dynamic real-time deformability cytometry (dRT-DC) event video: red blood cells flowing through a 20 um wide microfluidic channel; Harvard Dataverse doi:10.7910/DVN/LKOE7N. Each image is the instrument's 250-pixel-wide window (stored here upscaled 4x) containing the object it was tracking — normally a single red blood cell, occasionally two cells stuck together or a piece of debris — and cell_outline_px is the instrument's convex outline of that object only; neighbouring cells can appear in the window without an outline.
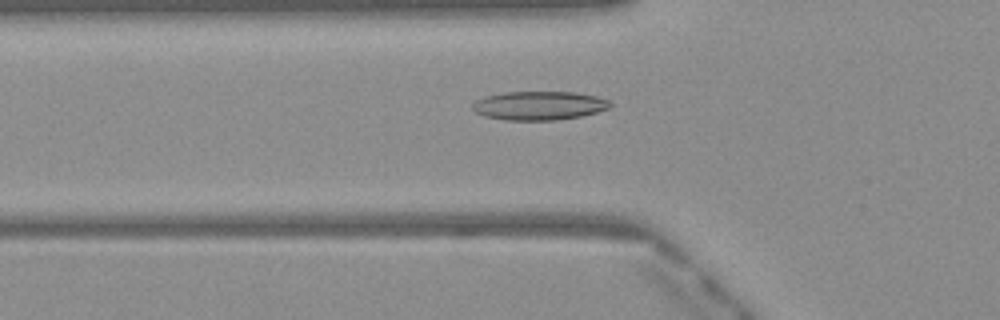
{"species": "Egyptian fruit bat (a non-hibernating species)", "species_latin": "Rousettus aegyptiacus", "temperature_condition": "warm", "stored_images_in_passage": 49, "camera_frame_rate_fps": 3000, "um_per_image_px": 0.085, "frame": {"image": 1, "passage_image": 17, "time_ms": 5.333, "image_size_px": [1000, 320], "cell_outline_px": [[612, 108], [580, 116], [556, 120], [504, 120], [484, 116], [476, 112], [472, 108], [472, 104], [476, 100], [484, 96], [504, 92], [576, 92], [596, 96], [608, 100], [612, 104]], "centroid_in_image_um": [45.82, 8.97], "position_along_channel_um": 80.0, "area_um2": 23.18}}
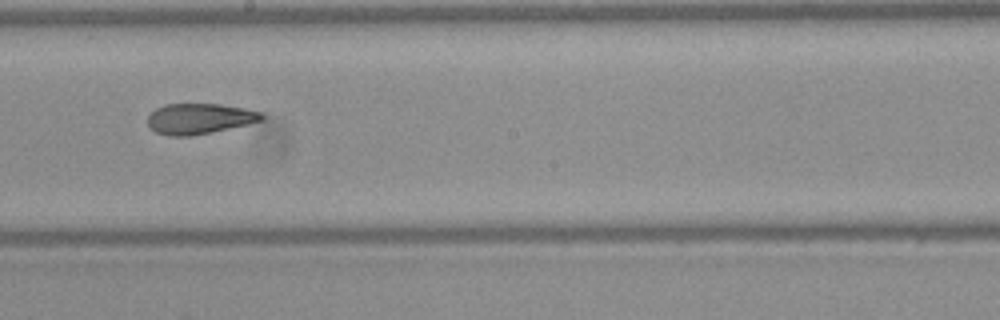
{"frame": {"image": 2, "passage_image": 28, "time_ms": 9.0, "image_size_px": [1000, 320], "cell_outline_px": [[264, 120], [212, 132], [188, 136], [168, 136], [156, 132], [148, 124], [148, 116], [156, 108], [164, 104], [220, 104], [244, 108], [260, 112], [264, 116]], "centroid_in_image_um": [16.94, 10.08], "position_along_channel_um": 231.3, "area_um2": 20.17}}
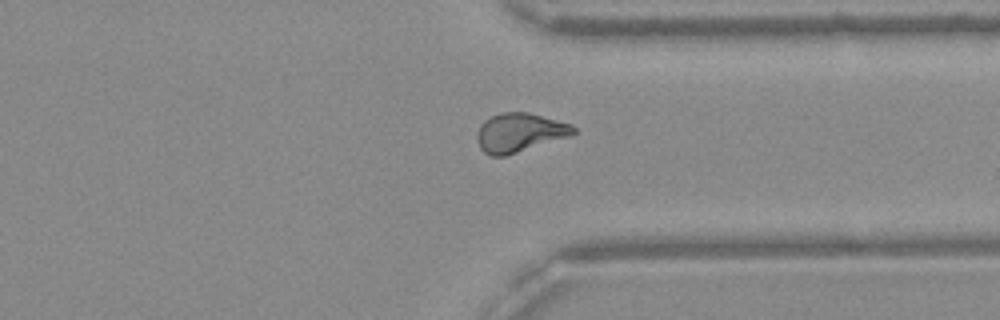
{"frame": {"image": 3, "passage_image": 38, "time_ms": 12.333, "image_size_px": [1000, 320], "cell_outline_px": [[576, 132], [568, 136], [504, 156], [492, 156], [484, 152], [480, 148], [476, 140], [476, 136], [480, 124], [484, 120], [500, 112], [528, 112], [572, 124], [576, 128]], "centroid_in_image_um": [44.12, 11.25], "position_along_channel_um": 367.3, "area_um2": 21.68}, "authors_computed_cell_mechanics": {"area_um2": 21.675, "velocity_mm_per_s": 4.0926, "shape_relaxation_time_tau1_ms": null, "shape_relaxation_time_tau2_ms": 2.2196, "deformation_change_tau1": null, "deformation_change_tau2": 0.0855}}